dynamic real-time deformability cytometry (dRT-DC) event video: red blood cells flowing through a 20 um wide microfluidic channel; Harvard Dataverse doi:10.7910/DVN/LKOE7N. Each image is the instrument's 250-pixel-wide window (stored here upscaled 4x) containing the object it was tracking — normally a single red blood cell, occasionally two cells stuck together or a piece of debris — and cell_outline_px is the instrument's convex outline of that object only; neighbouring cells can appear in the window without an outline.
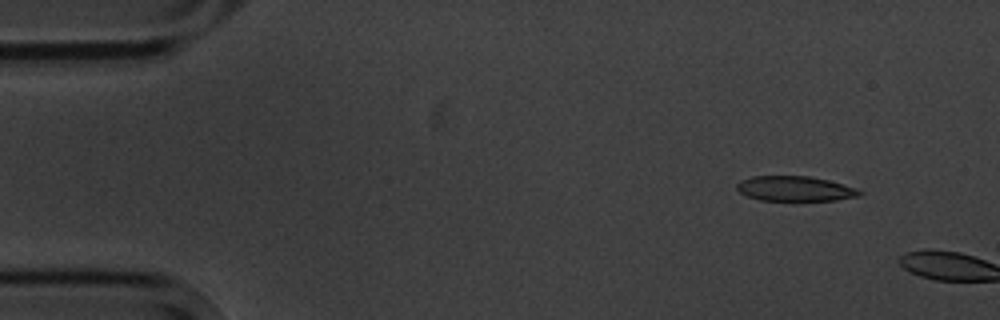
{"species": "common noctule bat (a hibernating species)", "species_latin": "Nyctalus noctula", "temperature_condition": "cold", "stored_images_in_passage": 2, "camera_frame_rate_fps": 3000, "um_per_image_px": 0.085, "animal": {"sex": "male", "body_mass_g": 20.1, "forearm_length_mm": 53.5}, "frame": {"image": 1, "passage_image": 1, "time_ms": 0.0, "image_size_px": [1000, 320], "cell_outline_px": [[864, 192], [860, 196], [836, 200], [760, 200], [748, 196], [740, 192], [736, 188], [736, 184], [740, 180], [752, 176], [808, 176], [828, 180], [856, 188]], "centroid_in_image_um": [67.57, 16.03], "position_along_channel_um": 17.4, "area_um2": 17.8}}